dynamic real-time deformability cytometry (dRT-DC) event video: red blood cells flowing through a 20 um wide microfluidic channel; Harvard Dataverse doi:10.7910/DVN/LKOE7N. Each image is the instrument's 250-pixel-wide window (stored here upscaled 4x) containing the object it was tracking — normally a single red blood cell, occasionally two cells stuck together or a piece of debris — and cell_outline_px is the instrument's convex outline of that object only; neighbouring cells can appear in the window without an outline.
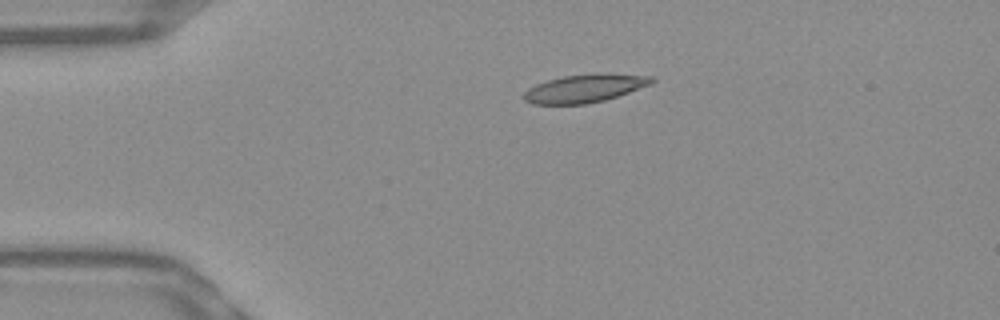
{"species": "Egyptian fruit bat (a non-hibernating species)", "species_latin": "Rousettus aegyptiacus", "temperature_condition": "warm", "stored_images_in_passage": 43, "camera_frame_rate_fps": 3000, "um_per_image_px": 0.085, "frame": {"image": 1, "passage_image": 1, "time_ms": 0.0, "image_size_px": [1000, 320], "cell_outline_px": [[656, 80], [652, 84], [604, 100], [584, 104], [532, 104], [524, 100], [524, 92], [528, 88], [536, 84], [548, 80], [564, 76], [596, 72], [600, 72], [652, 76]], "centroid_in_image_um": [49.72, 7.49], "position_along_channel_um": 35.3, "area_um2": 21.04}}
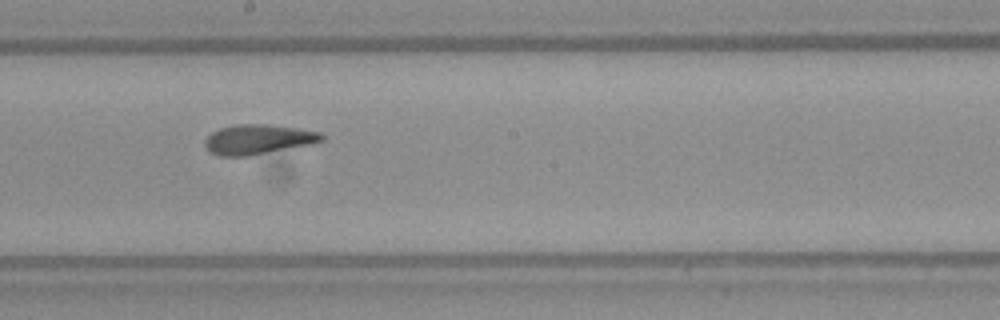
{"frame": {"image": 2, "passage_image": 19, "time_ms": 6.0, "image_size_px": [1000, 320], "cell_outline_px": [[324, 140], [308, 144], [248, 156], [220, 156], [212, 152], [204, 144], [204, 140], [212, 132], [220, 128], [236, 124], [272, 124], [320, 132], [324, 136]], "centroid_in_image_um": [21.92, 11.83], "position_along_channel_um": 226.3, "area_um2": 20.0}}
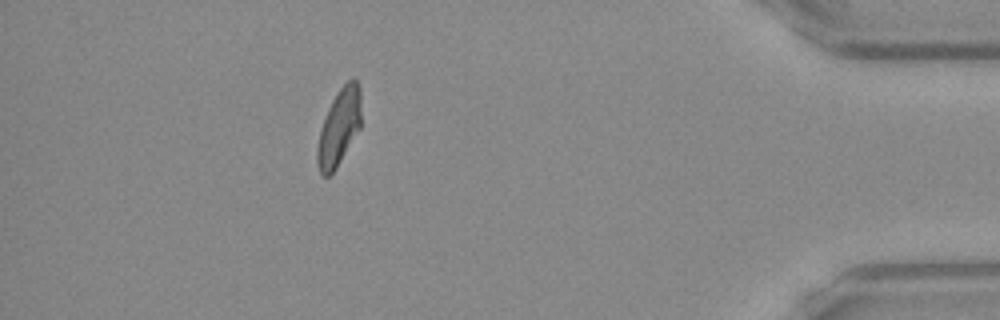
{"frame": {"image": 3, "passage_image": 37, "time_ms": 12.0, "image_size_px": [1000, 320], "cell_outline_px": [[360, 128], [336, 168], [328, 176], [324, 176], [320, 172], [316, 164], [316, 148], [320, 132], [328, 108], [332, 100], [340, 88], [352, 76], [356, 80], [360, 88]], "centroid_in_image_um": [28.81, 10.82], "position_along_channel_um": 406.4, "area_um2": 19.36}, "authors_computed_cell_mechanics": {"area_um2": 19.9988, "velocity_mm_per_s": 3.8321, "shape_relaxation_time_tau1_ms": null, "shape_relaxation_time_tau2_ms": 2.4177, "deformation_change_tau1": null, "deformation_change_tau2": 0.0871}}